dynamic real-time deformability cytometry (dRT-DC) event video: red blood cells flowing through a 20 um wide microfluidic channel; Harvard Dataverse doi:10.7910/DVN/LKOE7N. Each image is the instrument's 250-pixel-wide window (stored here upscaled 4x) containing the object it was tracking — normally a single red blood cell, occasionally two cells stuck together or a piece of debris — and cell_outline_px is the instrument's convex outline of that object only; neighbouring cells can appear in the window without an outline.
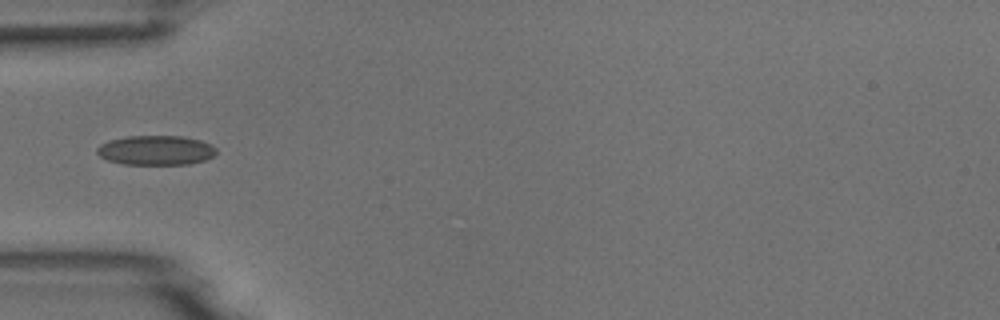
{"species": "common noctule bat (a hibernating species)", "species_latin": "Nyctalus noctula", "temperature_condition": "room temperature", "stored_images_in_passage": 4, "camera_frame_rate_fps": 3000, "um_per_image_px": 0.085, "animal": {"sex": "male", "body_mass_g": 18.8}, "frame": {"image": 1, "passage_image": 4, "time_ms": 3.333, "image_size_px": [1000, 320], "cell_outline_px": [[216, 152], [212, 156], [204, 160], [188, 164], [124, 164], [108, 160], [100, 156], [96, 152], [96, 148], [100, 144], [108, 140], [128, 136], [180, 136], [200, 140], [216, 148]], "centroid_in_image_um": [13.21, 12.77], "position_along_channel_um": 71.8, "area_um2": 20.4}}